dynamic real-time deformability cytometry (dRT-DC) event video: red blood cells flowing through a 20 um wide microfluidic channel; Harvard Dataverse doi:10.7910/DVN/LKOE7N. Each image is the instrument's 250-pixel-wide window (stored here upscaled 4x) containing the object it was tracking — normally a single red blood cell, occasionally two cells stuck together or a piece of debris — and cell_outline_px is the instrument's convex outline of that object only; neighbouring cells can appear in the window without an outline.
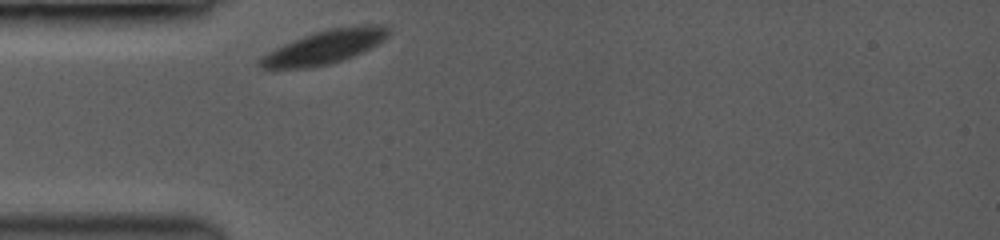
{"species": "common noctule bat (a hibernating species)", "species_latin": "Nyctalus noctula", "temperature_condition": "room temperature", "stored_images_in_passage": 36, "camera_frame_rate_fps": 3500, "um_per_image_px": 0.085, "animal": {"sex": "female", "body_mass_g": 19.0, "forearm_length_mm": 53.3}, "frame": {"image": 1, "passage_image": 1, "time_ms": 0.0, "image_size_px": [1000, 240], "cell_outline_px": [[388, 36], [384, 40], [352, 56], [328, 64], [308, 68], [260, 68], [256, 64], [256, 60], [260, 56], [284, 44], [304, 36], [328, 28], [360, 24], [384, 24], [388, 28]], "centroid_in_image_um": [27.56, 3.98], "position_along_channel_um": 57.4, "area_um2": 25.03}}
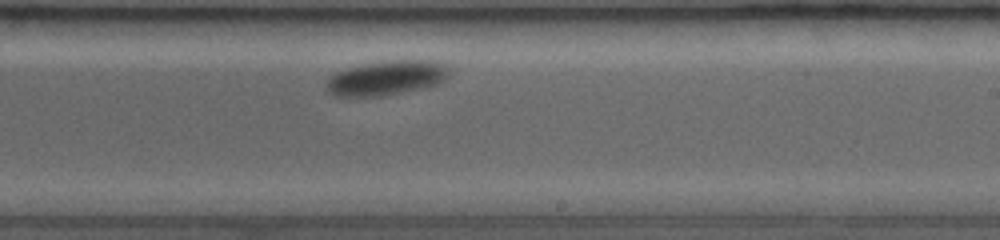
{"frame": {"image": 2, "passage_image": 21, "time_ms": 5.714, "image_size_px": [1000, 240], "cell_outline_px": [[448, 76], [444, 80], [436, 84], [420, 88], [364, 96], [356, 96], [332, 92], [328, 88], [328, 80], [336, 72], [348, 68], [380, 60], [436, 60], [444, 64], [448, 68]], "centroid_in_image_um": [32.94, 6.55], "position_along_channel_um": 256.1, "area_um2": 23.58}}
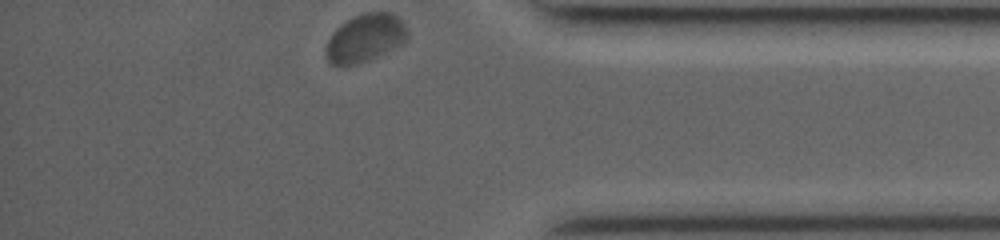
{"frame": {"image": 3, "passage_image": 36, "time_ms": 10.0, "image_size_px": [1000, 240], "cell_outline_px": [[408, 36], [400, 44], [368, 60], [356, 64], [328, 64], [324, 52], [324, 48], [328, 40], [348, 20], [364, 12], [388, 12], [396, 16], [400, 20], [408, 32]], "centroid_in_image_um": [31.01, 3.24], "position_along_channel_um": 404.2, "area_um2": 21.96}, "authors_computed_cell_mechanics": {"area_um2": 24.276, "velocity_mm_per_s": 3.5665, "shape_relaxation_time_tau1_ms": 2.1818, "shape_relaxation_time_tau2_ms": null, "deformation_change_tau1": 0.0642, "deformation_change_tau2": null}}